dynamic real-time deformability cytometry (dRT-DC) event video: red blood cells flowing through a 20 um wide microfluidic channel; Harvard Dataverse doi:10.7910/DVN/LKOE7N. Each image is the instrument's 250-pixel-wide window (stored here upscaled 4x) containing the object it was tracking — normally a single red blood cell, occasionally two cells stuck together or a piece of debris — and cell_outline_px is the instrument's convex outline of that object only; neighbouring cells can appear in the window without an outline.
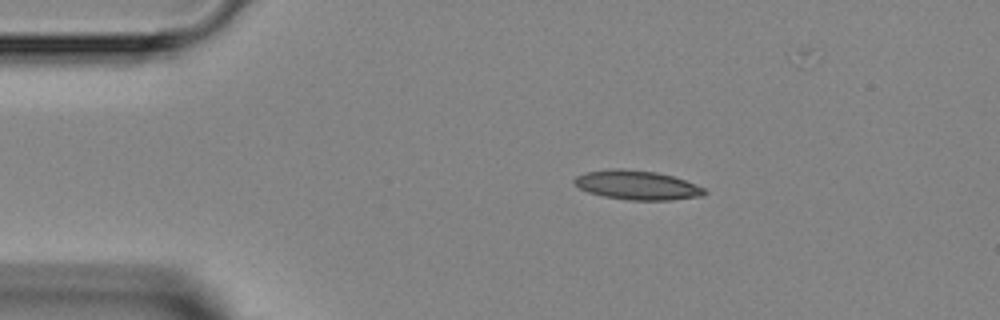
{"species": "Egyptian fruit bat (a non-hibernating species)", "species_latin": "Rousettus aegyptiacus", "temperature_condition": "room temperature", "stored_images_in_passage": 3, "camera_frame_rate_fps": 3000, "um_per_image_px": 0.085, "animal": {"sex": "female"}, "frame": {"image": 1, "passage_image": 1, "time_ms": 0.0, "image_size_px": [1000, 320], "cell_outline_px": [[708, 192], [704, 196], [672, 200], [628, 200], [604, 196], [588, 192], [580, 188], [572, 180], [576, 176], [584, 172], [608, 168], [620, 168], [656, 172], [672, 176], [684, 180], [704, 188]], "centroid_in_image_um": [54.14, 15.73], "position_along_channel_um": 30.9, "area_um2": 22.25}}